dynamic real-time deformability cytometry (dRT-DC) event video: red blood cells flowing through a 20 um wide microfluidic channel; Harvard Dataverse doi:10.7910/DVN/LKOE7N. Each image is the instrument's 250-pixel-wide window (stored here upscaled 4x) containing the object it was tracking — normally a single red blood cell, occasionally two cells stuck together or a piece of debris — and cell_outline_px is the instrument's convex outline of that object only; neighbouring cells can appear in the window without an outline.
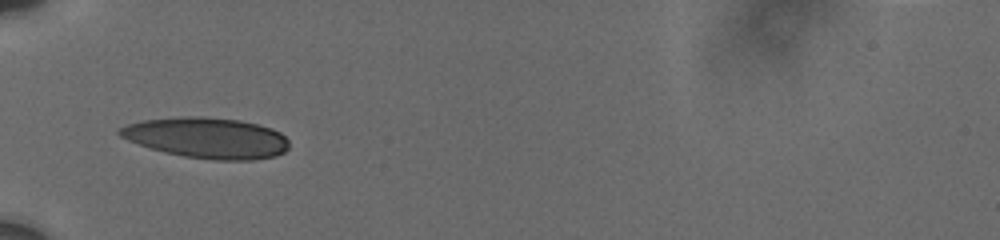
{"species": "human", "species_latin": "Homo sapiens", "temperature_condition": "cold", "stored_images_in_passage": 8, "camera_frame_rate_fps": 3000, "um_per_image_px": 0.085, "donor": {"sex": "male"}, "frame": {"image": 1, "passage_image": 7, "time_ms": 5.0, "image_size_px": [1000, 240], "cell_outline_px": [[288, 148], [284, 152], [276, 156], [252, 160], [212, 160], [184, 156], [164, 152], [128, 140], [120, 136], [116, 132], [116, 128], [128, 124], [144, 120], [184, 116], [204, 116], [240, 120], [272, 128], [280, 132], [288, 140]], "centroid_in_image_um": [17.59, 11.71], "position_along_channel_um": 67.4, "area_um2": 40.29}}